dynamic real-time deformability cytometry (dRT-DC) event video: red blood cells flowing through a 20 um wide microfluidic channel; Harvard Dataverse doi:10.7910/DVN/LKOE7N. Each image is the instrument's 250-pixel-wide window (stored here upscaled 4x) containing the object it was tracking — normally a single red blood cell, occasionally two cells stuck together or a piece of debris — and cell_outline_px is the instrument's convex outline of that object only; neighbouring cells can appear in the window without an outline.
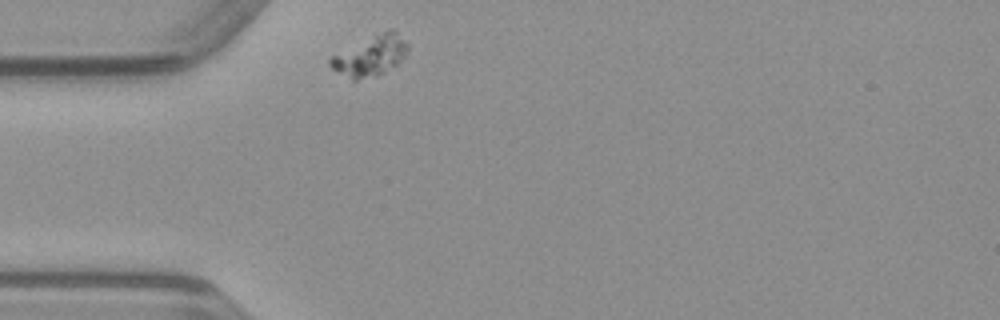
{"species": "common noctule bat (a hibernating species)", "species_latin": "Nyctalus noctula", "temperature_condition": "warm", "stored_images_in_passage": 31, "camera_frame_rate_fps": 3000, "um_per_image_px": 0.085, "animal": {"sex": "male", "body_mass_g": 23.1, "forearm_length_mm": 52.7}, "frame": {"image": 1, "passage_image": 1, "time_ms": 0.0, "image_size_px": [1000, 320], "cell_outline_px": [[408, 48], [404, 56], [396, 64], [384, 72], [376, 76], [356, 80], [352, 80], [332, 68], [328, 64], [328, 56], [392, 28], [408, 44]], "centroid_in_image_um": [31.44, 4.77], "position_along_channel_um": 53.6, "area_um2": 17.74}}
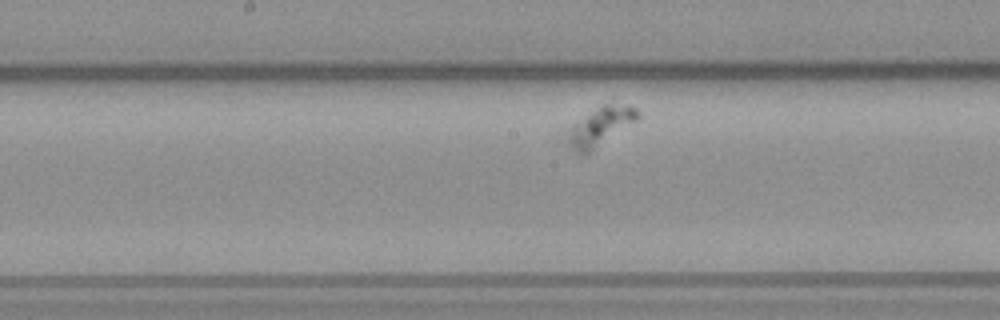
{"frame": {"image": 2, "passage_image": 14, "time_ms": 4.333, "image_size_px": [1000, 320], "cell_outline_px": [[640, 116], [636, 120], [592, 152], [584, 156], [572, 148], [568, 144], [568, 140], [576, 124], [600, 104], [612, 104], [636, 108], [640, 112]], "centroid_in_image_um": [51.09, 10.78], "position_along_channel_um": 197.1, "area_um2": 14.97}}
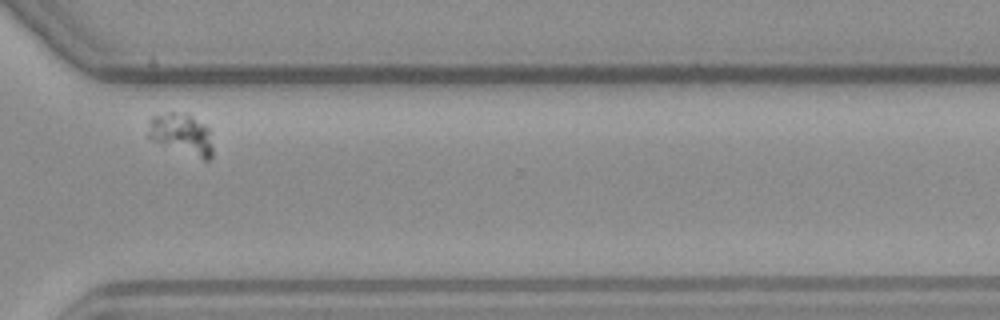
{"frame": {"image": 3, "passage_image": 27, "time_ms": 8.667, "image_size_px": [1000, 320], "cell_outline_px": [[212, 156], [208, 160], [204, 160], [152, 140], [148, 136], [148, 120], [152, 116], [168, 112], [184, 112], [192, 116], [204, 124], [208, 128], [212, 148]], "centroid_in_image_um": [15.41, 11.37], "position_along_channel_um": 355.2, "area_um2": 15.37}}